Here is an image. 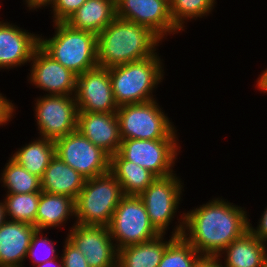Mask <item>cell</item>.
Returning a JSON list of instances; mask_svg holds the SVG:
<instances>
[{"instance_id": "cell-2", "label": "cell", "mask_w": 267, "mask_h": 267, "mask_svg": "<svg viewBox=\"0 0 267 267\" xmlns=\"http://www.w3.org/2000/svg\"><path fill=\"white\" fill-rule=\"evenodd\" d=\"M162 40L145 26L116 17L97 35V63L101 68L154 56Z\"/></svg>"}, {"instance_id": "cell-21", "label": "cell", "mask_w": 267, "mask_h": 267, "mask_svg": "<svg viewBox=\"0 0 267 267\" xmlns=\"http://www.w3.org/2000/svg\"><path fill=\"white\" fill-rule=\"evenodd\" d=\"M266 253L267 243L260 241L248 230L215 258L224 267H261Z\"/></svg>"}, {"instance_id": "cell-13", "label": "cell", "mask_w": 267, "mask_h": 267, "mask_svg": "<svg viewBox=\"0 0 267 267\" xmlns=\"http://www.w3.org/2000/svg\"><path fill=\"white\" fill-rule=\"evenodd\" d=\"M66 238L81 251L90 267H117L118 250L106 226L73 224Z\"/></svg>"}, {"instance_id": "cell-17", "label": "cell", "mask_w": 267, "mask_h": 267, "mask_svg": "<svg viewBox=\"0 0 267 267\" xmlns=\"http://www.w3.org/2000/svg\"><path fill=\"white\" fill-rule=\"evenodd\" d=\"M77 130L110 156L118 153L121 138L116 113L78 112Z\"/></svg>"}, {"instance_id": "cell-3", "label": "cell", "mask_w": 267, "mask_h": 267, "mask_svg": "<svg viewBox=\"0 0 267 267\" xmlns=\"http://www.w3.org/2000/svg\"><path fill=\"white\" fill-rule=\"evenodd\" d=\"M159 54L108 68L118 107L157 99L154 93L165 79V61Z\"/></svg>"}, {"instance_id": "cell-6", "label": "cell", "mask_w": 267, "mask_h": 267, "mask_svg": "<svg viewBox=\"0 0 267 267\" xmlns=\"http://www.w3.org/2000/svg\"><path fill=\"white\" fill-rule=\"evenodd\" d=\"M123 195L119 182L110 171L86 179L75 200L76 223L108 227Z\"/></svg>"}, {"instance_id": "cell-10", "label": "cell", "mask_w": 267, "mask_h": 267, "mask_svg": "<svg viewBox=\"0 0 267 267\" xmlns=\"http://www.w3.org/2000/svg\"><path fill=\"white\" fill-rule=\"evenodd\" d=\"M33 108L38 137L55 141L77 130L75 95L41 94L35 98Z\"/></svg>"}, {"instance_id": "cell-27", "label": "cell", "mask_w": 267, "mask_h": 267, "mask_svg": "<svg viewBox=\"0 0 267 267\" xmlns=\"http://www.w3.org/2000/svg\"><path fill=\"white\" fill-rule=\"evenodd\" d=\"M169 3L171 18L181 34L186 32L187 22L209 16L217 6L216 0H169Z\"/></svg>"}, {"instance_id": "cell-20", "label": "cell", "mask_w": 267, "mask_h": 267, "mask_svg": "<svg viewBox=\"0 0 267 267\" xmlns=\"http://www.w3.org/2000/svg\"><path fill=\"white\" fill-rule=\"evenodd\" d=\"M85 181V177L55 155L41 178V191L76 200Z\"/></svg>"}, {"instance_id": "cell-34", "label": "cell", "mask_w": 267, "mask_h": 267, "mask_svg": "<svg viewBox=\"0 0 267 267\" xmlns=\"http://www.w3.org/2000/svg\"><path fill=\"white\" fill-rule=\"evenodd\" d=\"M256 223V227L252 225V221L249 223V231L260 241L267 243V206Z\"/></svg>"}, {"instance_id": "cell-5", "label": "cell", "mask_w": 267, "mask_h": 267, "mask_svg": "<svg viewBox=\"0 0 267 267\" xmlns=\"http://www.w3.org/2000/svg\"><path fill=\"white\" fill-rule=\"evenodd\" d=\"M183 185L185 184L181 176L174 173L166 177H157L139 195L145 204L150 223L160 234H168L174 219L178 222L171 226L173 231L170 234L180 237L183 233L185 210L178 211L183 201L182 195H185Z\"/></svg>"}, {"instance_id": "cell-11", "label": "cell", "mask_w": 267, "mask_h": 267, "mask_svg": "<svg viewBox=\"0 0 267 267\" xmlns=\"http://www.w3.org/2000/svg\"><path fill=\"white\" fill-rule=\"evenodd\" d=\"M55 155L86 179L110 171V155L75 130L54 141Z\"/></svg>"}, {"instance_id": "cell-8", "label": "cell", "mask_w": 267, "mask_h": 267, "mask_svg": "<svg viewBox=\"0 0 267 267\" xmlns=\"http://www.w3.org/2000/svg\"><path fill=\"white\" fill-rule=\"evenodd\" d=\"M177 131L176 127L165 139L121 140L118 152L126 160L144 167L156 177L172 175L176 173L174 166L182 148Z\"/></svg>"}, {"instance_id": "cell-16", "label": "cell", "mask_w": 267, "mask_h": 267, "mask_svg": "<svg viewBox=\"0 0 267 267\" xmlns=\"http://www.w3.org/2000/svg\"><path fill=\"white\" fill-rule=\"evenodd\" d=\"M39 46L40 34L20 28L16 22L0 21V71L28 65Z\"/></svg>"}, {"instance_id": "cell-33", "label": "cell", "mask_w": 267, "mask_h": 267, "mask_svg": "<svg viewBox=\"0 0 267 267\" xmlns=\"http://www.w3.org/2000/svg\"><path fill=\"white\" fill-rule=\"evenodd\" d=\"M12 102V100L7 99L6 95L0 92V127L8 125L15 118L18 107Z\"/></svg>"}, {"instance_id": "cell-22", "label": "cell", "mask_w": 267, "mask_h": 267, "mask_svg": "<svg viewBox=\"0 0 267 267\" xmlns=\"http://www.w3.org/2000/svg\"><path fill=\"white\" fill-rule=\"evenodd\" d=\"M160 234L152 240L118 250L117 267H158L167 246L176 238Z\"/></svg>"}, {"instance_id": "cell-15", "label": "cell", "mask_w": 267, "mask_h": 267, "mask_svg": "<svg viewBox=\"0 0 267 267\" xmlns=\"http://www.w3.org/2000/svg\"><path fill=\"white\" fill-rule=\"evenodd\" d=\"M75 99L78 112L116 113L109 69L98 66L77 75Z\"/></svg>"}, {"instance_id": "cell-14", "label": "cell", "mask_w": 267, "mask_h": 267, "mask_svg": "<svg viewBox=\"0 0 267 267\" xmlns=\"http://www.w3.org/2000/svg\"><path fill=\"white\" fill-rule=\"evenodd\" d=\"M27 81L44 95H75L77 75L55 61L40 46L30 61Z\"/></svg>"}, {"instance_id": "cell-26", "label": "cell", "mask_w": 267, "mask_h": 267, "mask_svg": "<svg viewBox=\"0 0 267 267\" xmlns=\"http://www.w3.org/2000/svg\"><path fill=\"white\" fill-rule=\"evenodd\" d=\"M0 183L6 193L22 194L41 192V178L25 170L11 157L1 169Z\"/></svg>"}, {"instance_id": "cell-31", "label": "cell", "mask_w": 267, "mask_h": 267, "mask_svg": "<svg viewBox=\"0 0 267 267\" xmlns=\"http://www.w3.org/2000/svg\"><path fill=\"white\" fill-rule=\"evenodd\" d=\"M87 0H52L48 7L52 8L51 22H65Z\"/></svg>"}, {"instance_id": "cell-25", "label": "cell", "mask_w": 267, "mask_h": 267, "mask_svg": "<svg viewBox=\"0 0 267 267\" xmlns=\"http://www.w3.org/2000/svg\"><path fill=\"white\" fill-rule=\"evenodd\" d=\"M16 150L9 156L28 172L42 178L55 156V143L50 139L37 136L36 139Z\"/></svg>"}, {"instance_id": "cell-37", "label": "cell", "mask_w": 267, "mask_h": 267, "mask_svg": "<svg viewBox=\"0 0 267 267\" xmlns=\"http://www.w3.org/2000/svg\"><path fill=\"white\" fill-rule=\"evenodd\" d=\"M198 267H224L216 258H204Z\"/></svg>"}, {"instance_id": "cell-7", "label": "cell", "mask_w": 267, "mask_h": 267, "mask_svg": "<svg viewBox=\"0 0 267 267\" xmlns=\"http://www.w3.org/2000/svg\"><path fill=\"white\" fill-rule=\"evenodd\" d=\"M157 100L118 107L121 140L165 139L176 128Z\"/></svg>"}, {"instance_id": "cell-23", "label": "cell", "mask_w": 267, "mask_h": 267, "mask_svg": "<svg viewBox=\"0 0 267 267\" xmlns=\"http://www.w3.org/2000/svg\"><path fill=\"white\" fill-rule=\"evenodd\" d=\"M116 17V0H87L65 23L98 35Z\"/></svg>"}, {"instance_id": "cell-36", "label": "cell", "mask_w": 267, "mask_h": 267, "mask_svg": "<svg viewBox=\"0 0 267 267\" xmlns=\"http://www.w3.org/2000/svg\"><path fill=\"white\" fill-rule=\"evenodd\" d=\"M256 85H254L260 93L267 94V68L261 71L260 75L256 79Z\"/></svg>"}, {"instance_id": "cell-4", "label": "cell", "mask_w": 267, "mask_h": 267, "mask_svg": "<svg viewBox=\"0 0 267 267\" xmlns=\"http://www.w3.org/2000/svg\"><path fill=\"white\" fill-rule=\"evenodd\" d=\"M52 25V37L40 35V47L48 55L76 75L98 67L97 34L74 29L65 22Z\"/></svg>"}, {"instance_id": "cell-38", "label": "cell", "mask_w": 267, "mask_h": 267, "mask_svg": "<svg viewBox=\"0 0 267 267\" xmlns=\"http://www.w3.org/2000/svg\"><path fill=\"white\" fill-rule=\"evenodd\" d=\"M35 267H63L62 259L59 256L58 258H55L53 260H48L40 265H37Z\"/></svg>"}, {"instance_id": "cell-19", "label": "cell", "mask_w": 267, "mask_h": 267, "mask_svg": "<svg viewBox=\"0 0 267 267\" xmlns=\"http://www.w3.org/2000/svg\"><path fill=\"white\" fill-rule=\"evenodd\" d=\"M76 224L75 200L67 195L49 194L40 192L35 227L37 230H51L65 225L69 220Z\"/></svg>"}, {"instance_id": "cell-30", "label": "cell", "mask_w": 267, "mask_h": 267, "mask_svg": "<svg viewBox=\"0 0 267 267\" xmlns=\"http://www.w3.org/2000/svg\"><path fill=\"white\" fill-rule=\"evenodd\" d=\"M43 230H36L32 236L31 244L27 251L26 261L28 260L35 267L48 260H53L59 257V251L55 248L57 242L53 239H49L47 235H44ZM44 235V237H43ZM57 251V252H56Z\"/></svg>"}, {"instance_id": "cell-1", "label": "cell", "mask_w": 267, "mask_h": 267, "mask_svg": "<svg viewBox=\"0 0 267 267\" xmlns=\"http://www.w3.org/2000/svg\"><path fill=\"white\" fill-rule=\"evenodd\" d=\"M221 197L185 211L182 237L204 258H215L249 230L245 207Z\"/></svg>"}, {"instance_id": "cell-35", "label": "cell", "mask_w": 267, "mask_h": 267, "mask_svg": "<svg viewBox=\"0 0 267 267\" xmlns=\"http://www.w3.org/2000/svg\"><path fill=\"white\" fill-rule=\"evenodd\" d=\"M52 0H23V4L26 6V10L38 11L37 9H47L48 5L51 3ZM43 7V8H42Z\"/></svg>"}, {"instance_id": "cell-12", "label": "cell", "mask_w": 267, "mask_h": 267, "mask_svg": "<svg viewBox=\"0 0 267 267\" xmlns=\"http://www.w3.org/2000/svg\"><path fill=\"white\" fill-rule=\"evenodd\" d=\"M116 16L147 27L162 41L180 33L171 18L169 0H116Z\"/></svg>"}, {"instance_id": "cell-9", "label": "cell", "mask_w": 267, "mask_h": 267, "mask_svg": "<svg viewBox=\"0 0 267 267\" xmlns=\"http://www.w3.org/2000/svg\"><path fill=\"white\" fill-rule=\"evenodd\" d=\"M108 228L117 250L160 235L150 223L145 204L139 195L122 196Z\"/></svg>"}, {"instance_id": "cell-24", "label": "cell", "mask_w": 267, "mask_h": 267, "mask_svg": "<svg viewBox=\"0 0 267 267\" xmlns=\"http://www.w3.org/2000/svg\"><path fill=\"white\" fill-rule=\"evenodd\" d=\"M110 172L124 195H140L157 178L144 167L126 160L119 152L110 157Z\"/></svg>"}, {"instance_id": "cell-28", "label": "cell", "mask_w": 267, "mask_h": 267, "mask_svg": "<svg viewBox=\"0 0 267 267\" xmlns=\"http://www.w3.org/2000/svg\"><path fill=\"white\" fill-rule=\"evenodd\" d=\"M3 197L7 220L25 222L35 226L40 192L5 193Z\"/></svg>"}, {"instance_id": "cell-32", "label": "cell", "mask_w": 267, "mask_h": 267, "mask_svg": "<svg viewBox=\"0 0 267 267\" xmlns=\"http://www.w3.org/2000/svg\"><path fill=\"white\" fill-rule=\"evenodd\" d=\"M60 253L63 267H90L85 256L66 237Z\"/></svg>"}, {"instance_id": "cell-18", "label": "cell", "mask_w": 267, "mask_h": 267, "mask_svg": "<svg viewBox=\"0 0 267 267\" xmlns=\"http://www.w3.org/2000/svg\"><path fill=\"white\" fill-rule=\"evenodd\" d=\"M36 230L32 224L10 220L0 226V267H25L27 251Z\"/></svg>"}, {"instance_id": "cell-29", "label": "cell", "mask_w": 267, "mask_h": 267, "mask_svg": "<svg viewBox=\"0 0 267 267\" xmlns=\"http://www.w3.org/2000/svg\"><path fill=\"white\" fill-rule=\"evenodd\" d=\"M204 259L182 236L165 249L158 267H198Z\"/></svg>"}, {"instance_id": "cell-39", "label": "cell", "mask_w": 267, "mask_h": 267, "mask_svg": "<svg viewBox=\"0 0 267 267\" xmlns=\"http://www.w3.org/2000/svg\"><path fill=\"white\" fill-rule=\"evenodd\" d=\"M7 220L3 200H0V226Z\"/></svg>"}, {"instance_id": "cell-40", "label": "cell", "mask_w": 267, "mask_h": 267, "mask_svg": "<svg viewBox=\"0 0 267 267\" xmlns=\"http://www.w3.org/2000/svg\"><path fill=\"white\" fill-rule=\"evenodd\" d=\"M261 267H267V253L265 254L263 260H262V264Z\"/></svg>"}]
</instances>
